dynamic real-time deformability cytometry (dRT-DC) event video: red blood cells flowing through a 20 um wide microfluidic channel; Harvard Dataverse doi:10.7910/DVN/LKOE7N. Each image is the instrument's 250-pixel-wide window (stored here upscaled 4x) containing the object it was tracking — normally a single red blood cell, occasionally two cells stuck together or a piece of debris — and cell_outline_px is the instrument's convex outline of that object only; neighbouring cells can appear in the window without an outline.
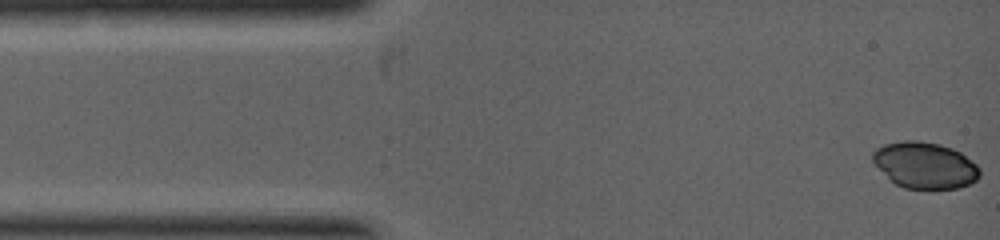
{"species": "common noctule bat (a hibernating species)", "species_latin": "Nyctalus noctula", "temperature_condition": "warm", "stored_images_in_passage": 29, "camera_frame_rate_fps": 5000, "um_per_image_px": 0.085, "animal": {"sex": "female", "body_mass_g": 19.0, "forearm_length_mm": 53.3}, "frame": {"image": 1, "passage_image": 1, "time_ms": 0.0, "image_size_px": [1000, 240], "cell_outline_px": [[980, 176], [976, 180], [968, 184], [956, 188], [904, 188], [896, 184], [872, 160], [872, 152], [876, 148], [884, 144], [904, 140], [920, 140], [940, 144], [952, 148], [960, 152], [976, 164], [980, 168]], "centroid_in_image_um": [78.63, 14.02], "position_along_channel_um": 6.4, "area_um2": 28.61}}